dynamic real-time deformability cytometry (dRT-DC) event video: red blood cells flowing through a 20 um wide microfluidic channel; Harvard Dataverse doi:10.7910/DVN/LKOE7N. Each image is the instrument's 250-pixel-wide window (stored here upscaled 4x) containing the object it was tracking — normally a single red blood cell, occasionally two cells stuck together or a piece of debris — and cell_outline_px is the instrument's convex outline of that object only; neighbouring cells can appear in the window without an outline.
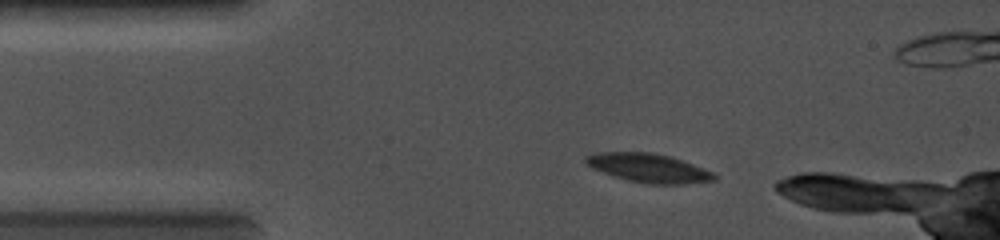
{"species": "common noctule bat (a hibernating species)", "species_latin": "Nyctalus noctula", "temperature_condition": "cold", "stored_images_in_passage": 15, "camera_frame_rate_fps": 5000, "um_per_image_px": 0.085, "animal": {"sex": "female", "body_mass_g": 19.0, "forearm_length_mm": 56.7}, "frame": {"image": 1, "passage_image": 7, "time_ms": 1.2, "image_size_px": [1000, 240], "cell_outline_px": [[716, 180], [684, 184], [648, 184], [628, 180], [592, 168], [584, 160], [584, 156], [596, 152], [652, 152], [672, 156], [704, 168], [712, 172], [716, 176]], "centroid_in_image_um": [55.15, 14.27], "position_along_channel_um": 29.9, "area_um2": 21.56}}